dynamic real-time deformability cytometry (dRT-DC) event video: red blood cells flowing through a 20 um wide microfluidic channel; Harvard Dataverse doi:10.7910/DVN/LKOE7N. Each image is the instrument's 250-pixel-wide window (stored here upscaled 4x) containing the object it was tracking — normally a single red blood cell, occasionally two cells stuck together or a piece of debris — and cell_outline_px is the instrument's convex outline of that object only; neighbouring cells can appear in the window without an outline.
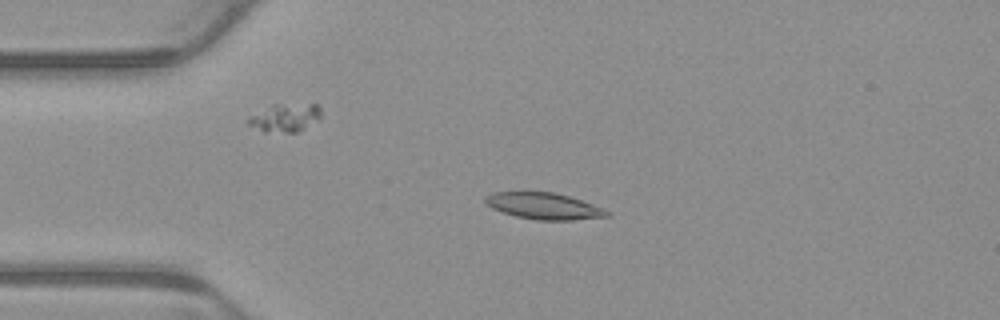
{"species": "common noctule bat (a hibernating species)", "species_latin": "Nyctalus noctula", "temperature_condition": "warm", "stored_images_in_passage": 6, "camera_frame_rate_fps": 3000, "um_per_image_px": 0.085, "animal": {"sex": "male", "body_mass_g": 23.1, "forearm_length_mm": 52.7}, "frame": {"image": 1, "passage_image": 3, "time_ms": 0.667, "image_size_px": [1000, 320], "cell_outline_px": [[612, 216], [572, 220], [536, 220], [516, 216], [492, 208], [484, 204], [484, 196], [492, 192], [552, 192], [568, 196], [592, 204], [612, 212]], "centroid_in_image_um": [46.22, 17.52], "position_along_channel_um": 38.8, "area_um2": 18.79}}
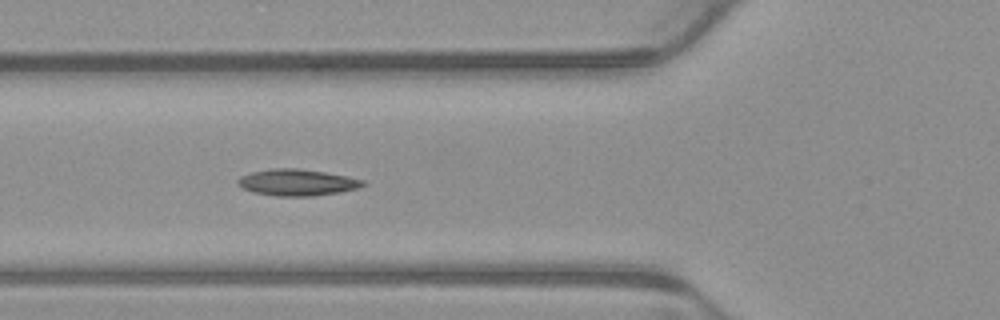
{"frame": {"image": 2, "passage_image": 5, "time_ms": 1.333, "image_size_px": [1000, 320], "cell_outline_px": [[368, 184], [356, 188], [340, 192], [312, 196], [276, 196], [252, 192], [236, 184], [236, 180], [240, 176], [252, 172], [272, 168], [296, 168], [324, 172], [348, 176], [364, 180]], "centroid_in_image_um": [25.24, 15.5], "position_along_channel_um": 100.6, "area_um2": 19.36}}
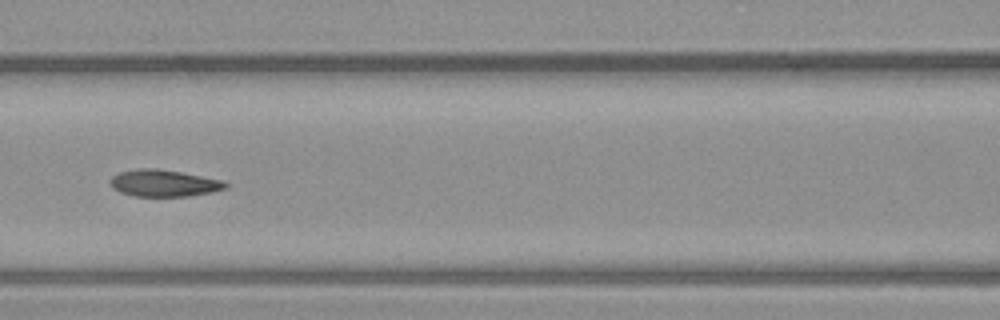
{"frame": {"image": 3, "passage_image": 6, "time_ms": 1.667, "image_size_px": [1000, 320], "cell_outline_px": [[228, 188], [212, 192], [188, 196], [136, 196], [120, 192], [112, 188], [108, 180], [112, 176], [120, 172], [140, 168], [156, 168], [180, 172], [224, 180], [228, 184]], "centroid_in_image_um": [13.93, 15.57], "position_along_channel_um": 152.7, "area_um2": 18.09}}